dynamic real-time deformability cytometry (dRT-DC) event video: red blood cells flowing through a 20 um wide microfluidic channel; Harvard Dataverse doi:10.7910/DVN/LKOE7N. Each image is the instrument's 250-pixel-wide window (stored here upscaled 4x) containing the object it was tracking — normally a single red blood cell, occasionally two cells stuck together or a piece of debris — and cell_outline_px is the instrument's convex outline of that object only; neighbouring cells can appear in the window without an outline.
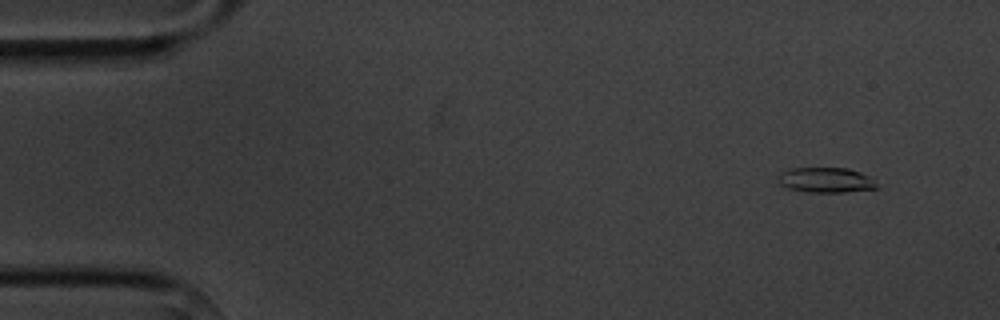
{"species": "common noctule bat (a hibernating species)", "species_latin": "Nyctalus noctula", "temperature_condition": "cold", "stored_images_in_passage": 4, "camera_frame_rate_fps": 3000, "um_per_image_px": 0.085, "animal": {"sex": "male", "body_mass_g": 20.1, "forearm_length_mm": 53.5}, "frame": {"image": 1, "passage_image": 1, "time_ms": 0.0, "image_size_px": [1000, 320], "cell_outline_px": [[880, 188], [844, 192], [808, 192], [788, 188], [780, 184], [776, 180], [776, 176], [780, 172], [792, 168], [848, 168], [860, 172], [868, 176]], "centroid_in_image_um": [70.15, 15.3], "position_along_channel_um": 14.9, "area_um2": 14.51}}